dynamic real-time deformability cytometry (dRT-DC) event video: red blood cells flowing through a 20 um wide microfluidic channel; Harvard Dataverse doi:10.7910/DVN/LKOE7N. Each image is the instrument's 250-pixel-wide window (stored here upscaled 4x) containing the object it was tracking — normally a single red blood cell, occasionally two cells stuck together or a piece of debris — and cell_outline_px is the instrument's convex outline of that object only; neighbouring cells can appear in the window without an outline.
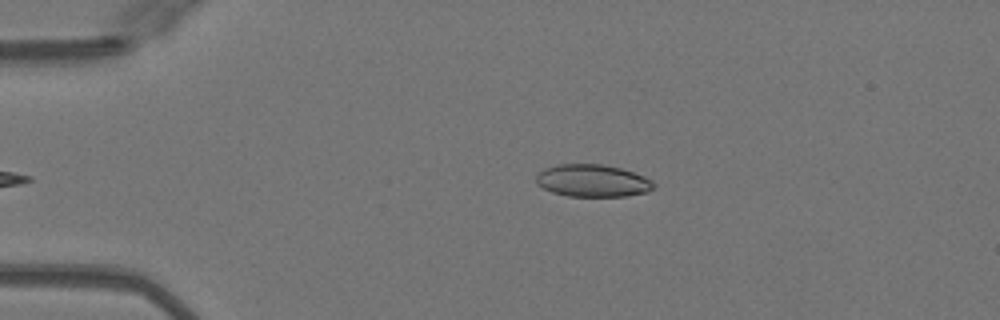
{"species": "Egyptian fruit bat (a non-hibernating species)", "species_latin": "Rousettus aegyptiacus", "temperature_condition": "warm", "stored_images_in_passage": 35, "camera_frame_rate_fps": 3000, "um_per_image_px": 0.085, "animal": {"sex": "female"}, "frame": {"image": 1, "passage_image": 3, "time_ms": 0.667, "image_size_px": [1000, 320], "cell_outline_px": [[656, 184], [648, 192], [628, 196], [568, 196], [552, 192], [536, 184], [536, 176], [544, 168], [556, 164], [600, 164], [620, 168], [644, 176], [652, 180]], "centroid_in_image_um": [50.37, 15.36], "position_along_channel_um": 34.6, "area_um2": 22.2}}
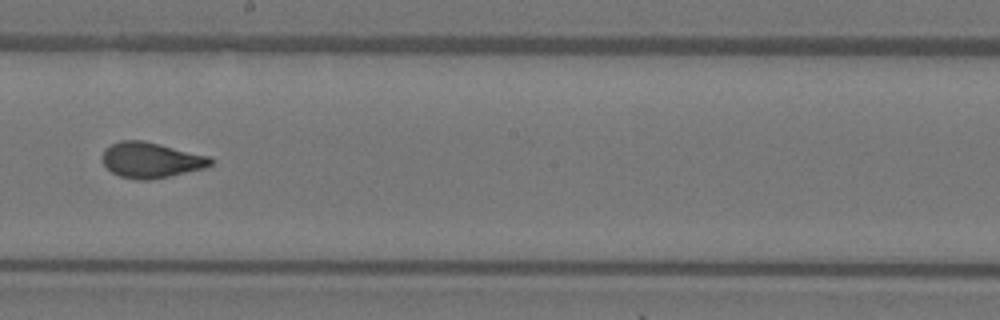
{"frame": {"image": 2, "passage_image": 21, "time_ms": 6.667, "image_size_px": [1000, 320], "cell_outline_px": [[216, 160], [212, 164], [204, 168], [168, 176], [148, 180], [136, 180], [120, 176], [112, 172], [104, 164], [100, 156], [104, 148], [120, 140], [144, 140], [212, 156]], "centroid_in_image_um": [12.85, 13.59], "position_along_channel_um": 235.4, "area_um2": 22.72}}
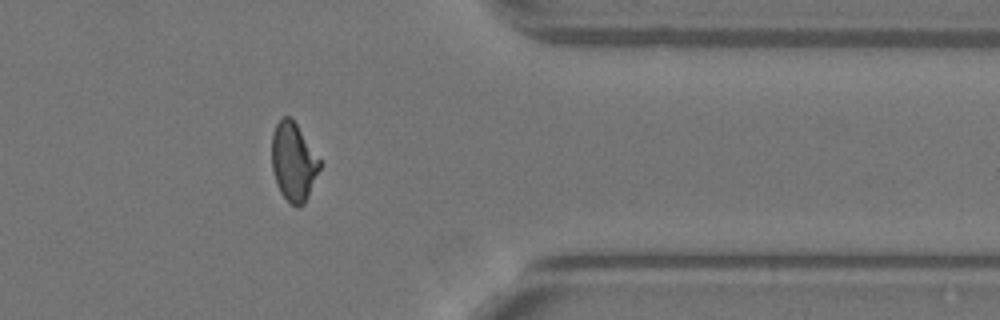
{"frame": {"image": 3, "passage_image": 33, "time_ms": 10.667, "image_size_px": [1000, 320], "cell_outline_px": [[320, 168], [308, 196], [304, 204], [300, 208], [296, 208], [280, 192], [276, 184], [272, 168], [272, 132], [276, 124], [284, 116], [288, 116], [296, 124], [320, 160]], "centroid_in_image_um": [24.93, 13.78], "position_along_channel_um": 386.5, "area_um2": 21.62}, "authors_computed_cell_mechanics": {"area_um2": 22.542, "velocity_mm_per_s": 4.1071, "shape_relaxation_time_tau1_ms": 9.9558, "shape_relaxation_time_tau2_ms": 0.678, "deformation_change_tau1": 0.2646, "deformation_change_tau2": 0.0607}}